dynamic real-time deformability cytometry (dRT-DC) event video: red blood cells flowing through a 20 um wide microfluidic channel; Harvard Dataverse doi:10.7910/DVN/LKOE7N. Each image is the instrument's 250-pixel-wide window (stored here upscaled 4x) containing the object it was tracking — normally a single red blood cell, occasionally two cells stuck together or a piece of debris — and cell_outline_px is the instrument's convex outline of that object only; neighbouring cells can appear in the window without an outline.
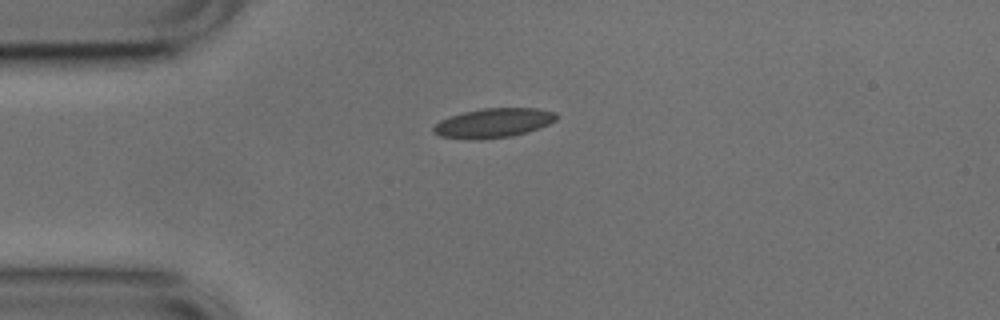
{"species": "common noctule bat (a hibernating species)", "species_latin": "Nyctalus noctula", "temperature_condition": "cold", "stored_images_in_passage": 6, "camera_frame_rate_fps": 3000, "um_per_image_px": 0.085, "animal": {"sex": "male", "body_mass_g": 17.9, "forearm_length_mm": 54.2}, "frame": {"image": 1, "passage_image": 1, "time_ms": 0.0, "image_size_px": [1000, 320], "cell_outline_px": [[556, 120], [548, 124], [512, 136], [480, 140], [468, 140], [440, 136], [432, 132], [432, 128], [440, 120], [464, 112], [484, 108], [536, 108], [556, 112]], "centroid_in_image_um": [41.9, 10.46], "position_along_channel_um": 43.1, "area_um2": 20.92}}